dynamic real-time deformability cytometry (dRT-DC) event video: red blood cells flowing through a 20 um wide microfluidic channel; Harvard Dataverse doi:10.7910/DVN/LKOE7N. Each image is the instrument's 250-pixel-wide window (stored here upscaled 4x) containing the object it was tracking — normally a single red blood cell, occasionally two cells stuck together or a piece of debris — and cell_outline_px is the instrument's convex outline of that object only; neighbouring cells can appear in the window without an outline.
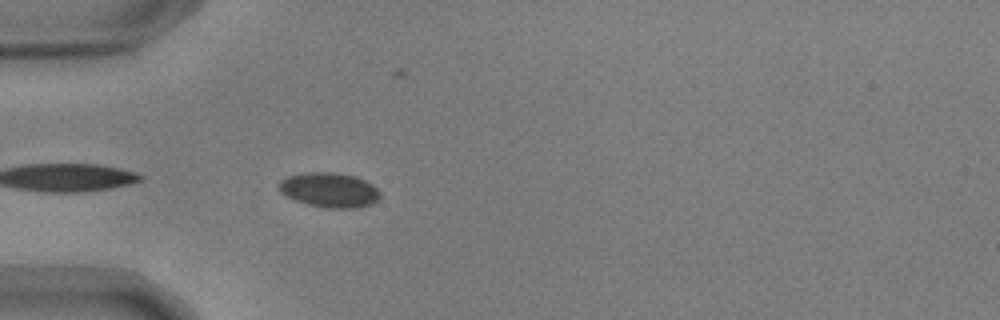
{"species": "common noctule bat (a hibernating species)", "species_latin": "Nyctalus noctula", "temperature_condition": "warm", "stored_images_in_passage": 6, "camera_frame_rate_fps": 3000, "um_per_image_px": 0.085, "animal": {"sex": "male", "body_mass_g": 17.9, "forearm_length_mm": 54.2}, "frame": {"image": 1, "passage_image": 2, "time_ms": 0.333, "image_size_px": [1000, 320], "cell_outline_px": [[380, 196], [372, 204], [356, 208], [328, 208], [308, 204], [296, 200], [280, 192], [276, 184], [280, 180], [288, 176], [304, 172], [336, 172], [352, 176], [364, 180], [372, 184], [380, 192]], "centroid_in_image_um": [27.97, 16.14], "position_along_channel_um": 57.0, "area_um2": 20.46}}